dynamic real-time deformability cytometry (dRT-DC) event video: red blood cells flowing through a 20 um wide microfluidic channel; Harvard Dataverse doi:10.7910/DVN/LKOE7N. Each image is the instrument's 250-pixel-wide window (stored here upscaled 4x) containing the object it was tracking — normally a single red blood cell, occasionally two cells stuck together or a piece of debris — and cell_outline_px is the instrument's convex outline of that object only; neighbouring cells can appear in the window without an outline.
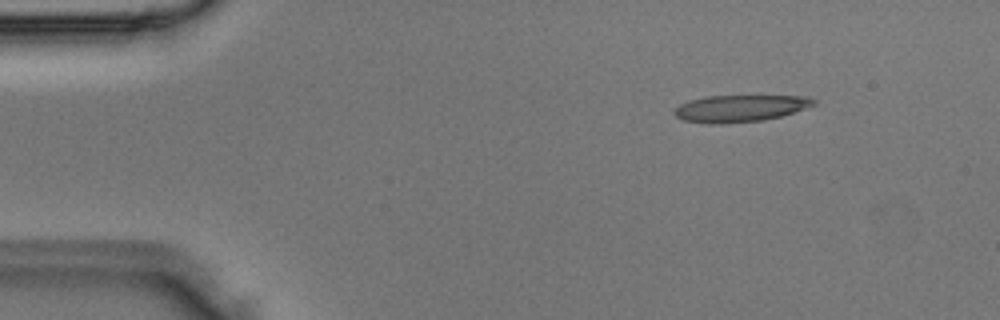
{"species": "Egyptian fruit bat (a non-hibernating species)", "species_latin": "Rousettus aegyptiacus", "temperature_condition": "room temperature", "stored_images_in_passage": 4, "camera_frame_rate_fps": 3000, "um_per_image_px": 0.085, "animal": {"sex": "male"}, "frame": {"image": 1, "passage_image": 2, "time_ms": 0.333, "image_size_px": [1000, 320], "cell_outline_px": [[816, 104], [780, 116], [764, 120], [720, 124], [708, 124], [684, 120], [676, 116], [672, 112], [680, 104], [688, 100], [704, 96], [808, 96], [816, 100]], "centroid_in_image_um": [62.86, 9.21], "position_along_channel_um": 22.1, "area_um2": 21.79}}